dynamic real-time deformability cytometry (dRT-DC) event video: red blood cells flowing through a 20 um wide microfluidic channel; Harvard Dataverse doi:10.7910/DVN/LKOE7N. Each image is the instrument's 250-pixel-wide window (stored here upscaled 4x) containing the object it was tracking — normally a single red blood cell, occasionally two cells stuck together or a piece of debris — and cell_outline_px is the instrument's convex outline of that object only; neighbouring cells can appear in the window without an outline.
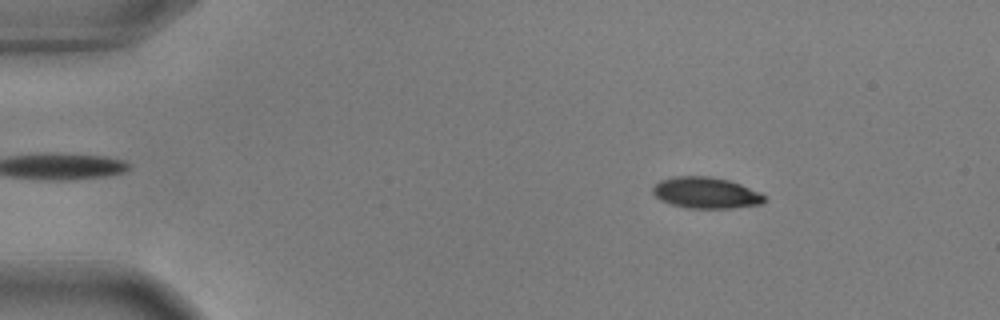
{"species": "common noctule bat (a hibernating species)", "species_latin": "Nyctalus noctula", "temperature_condition": "warm", "stored_images_in_passage": 55, "camera_frame_rate_fps": 3000, "um_per_image_px": 0.085, "animal": {"sex": "male", "body_mass_g": 17.9, "forearm_length_mm": 54.2}, "frame": {"image": 1, "passage_image": 8, "time_ms": 2.333, "image_size_px": [1000, 320], "cell_outline_px": [[764, 200], [760, 204], [732, 208], [688, 208], [672, 204], [660, 200], [652, 192], [652, 188], [660, 180], [676, 176], [708, 176], [728, 180], [740, 184], [760, 192], [764, 196]], "centroid_in_image_um": [59.98, 16.38], "position_along_channel_um": 25.0, "area_um2": 20.11}}
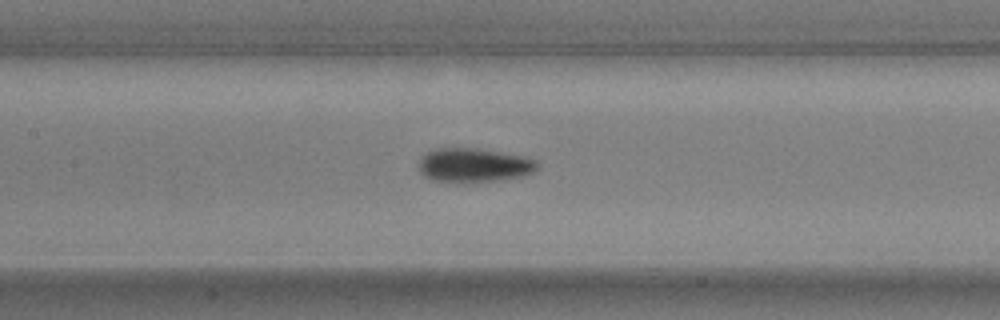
{"frame": {"image": 2, "passage_image": 26, "time_ms": 8.333, "image_size_px": [1000, 320], "cell_outline_px": [[540, 164], [532, 172], [524, 176], [500, 180], [432, 180], [424, 176], [420, 172], [420, 156], [436, 148], [476, 148], [524, 156], [536, 160]], "centroid_in_image_um": [40.31, 14.0], "position_along_channel_um": 167.1, "area_um2": 22.95}}
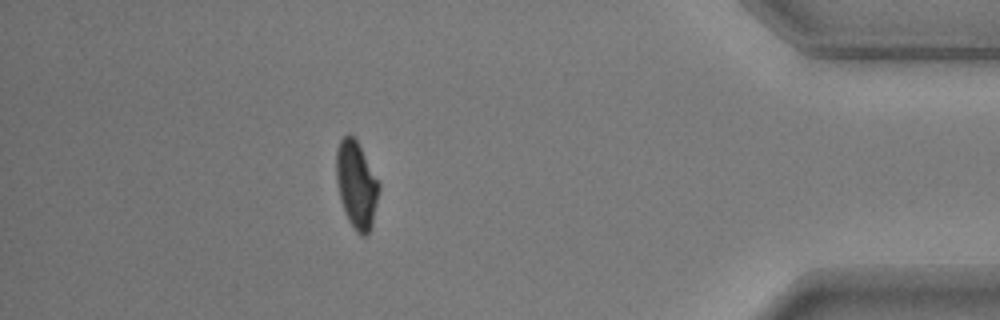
{"frame": {"image": 3, "passage_image": 49, "time_ms": 16.0, "image_size_px": [1000, 320], "cell_outline_px": [[380, 188], [372, 224], [368, 232], [364, 236], [360, 236], [356, 232], [348, 220], [344, 212], [340, 200], [336, 180], [336, 148], [340, 140], [348, 132], [356, 140], [380, 184]], "centroid_in_image_um": [30.27, 15.71], "position_along_channel_um": 404.9, "area_um2": 21.62}, "authors_computed_cell_mechanics": {"area_um2": 21.7328, "velocity_mm_per_s": 3.643, "shape_relaxation_time_tau1_ms": 3.4743, "shape_relaxation_time_tau2_ms": 1.0321, "deformation_change_tau1": 0.1544, "deformation_change_tau2": 0.0406}}